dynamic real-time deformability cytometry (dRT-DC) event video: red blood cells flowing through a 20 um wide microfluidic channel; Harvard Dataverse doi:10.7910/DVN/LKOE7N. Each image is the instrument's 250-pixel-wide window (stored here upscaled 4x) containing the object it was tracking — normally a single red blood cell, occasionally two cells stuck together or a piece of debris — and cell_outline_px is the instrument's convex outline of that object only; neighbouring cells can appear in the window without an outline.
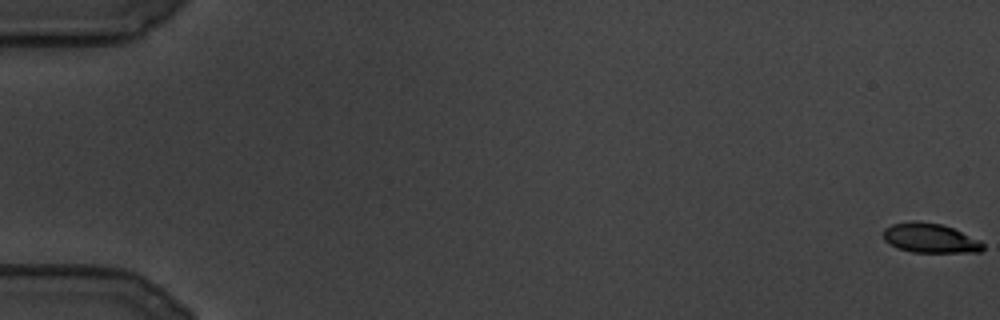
{"species": "common noctule bat (a hibernating species)", "species_latin": "Nyctalus noctula", "temperature_condition": "cold", "stored_images_in_passage": 114, "camera_frame_rate_fps": 3000, "um_per_image_px": 0.085, "animal": {"sex": "male", "body_mass_g": 19.5, "forearm_length_mm": 54.6}, "frame": {"image": 1, "passage_image": 1, "time_ms": 0.0, "image_size_px": [1000, 320], "cell_outline_px": [[984, 248], [980, 252], [912, 252], [896, 248], [884, 240], [884, 228], [892, 224], [912, 220], [916, 220], [940, 224], [952, 228], [980, 240], [984, 244]], "centroid_in_image_um": [79.04, 20.24], "position_along_channel_um": 6.0, "area_um2": 17.17}}
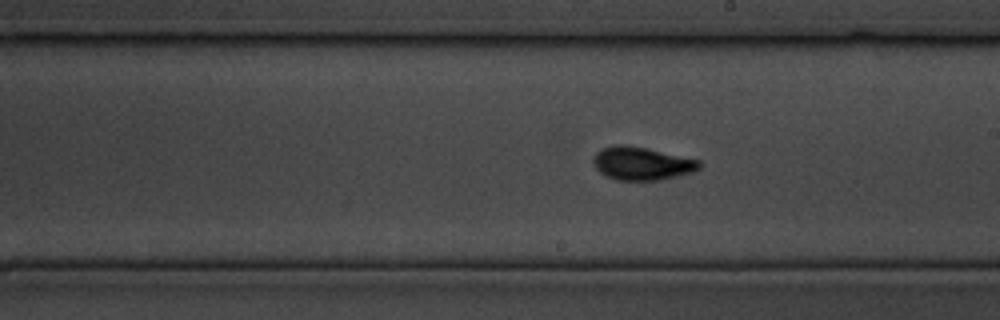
{"frame": {"image": 2, "passage_image": 66, "time_ms": 21.667, "image_size_px": [1000, 320], "cell_outline_px": [[704, 164], [700, 168], [692, 172], [660, 180], [616, 180], [600, 172], [592, 164], [592, 156], [600, 148], [616, 144], [624, 144], [648, 148], [700, 160]], "centroid_in_image_um": [54.54, 13.88], "position_along_channel_um": 234.5, "area_um2": 20.75}}
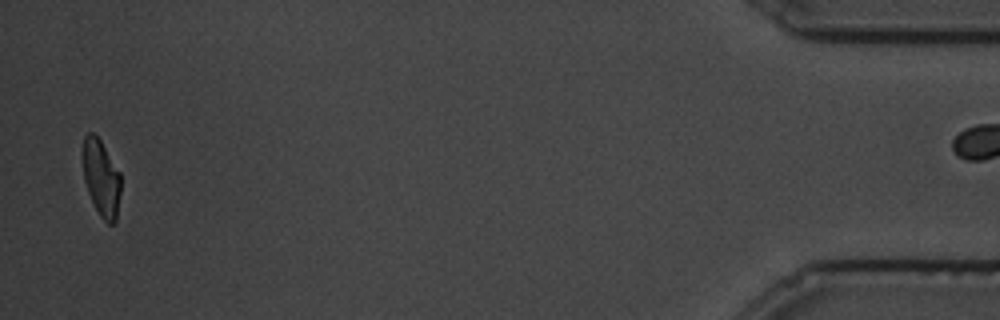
{"frame": {"image": 3, "passage_image": 111, "time_ms": 36.667, "image_size_px": [1000, 320], "cell_outline_px": [[120, 192], [116, 220], [112, 224], [108, 224], [100, 216], [88, 192], [84, 180], [80, 156], [80, 152], [84, 136], [88, 132], [92, 132], [100, 140], [120, 172]], "centroid_in_image_um": [8.56, 15.07], "position_along_channel_um": 426.6, "area_um2": 17.22}}